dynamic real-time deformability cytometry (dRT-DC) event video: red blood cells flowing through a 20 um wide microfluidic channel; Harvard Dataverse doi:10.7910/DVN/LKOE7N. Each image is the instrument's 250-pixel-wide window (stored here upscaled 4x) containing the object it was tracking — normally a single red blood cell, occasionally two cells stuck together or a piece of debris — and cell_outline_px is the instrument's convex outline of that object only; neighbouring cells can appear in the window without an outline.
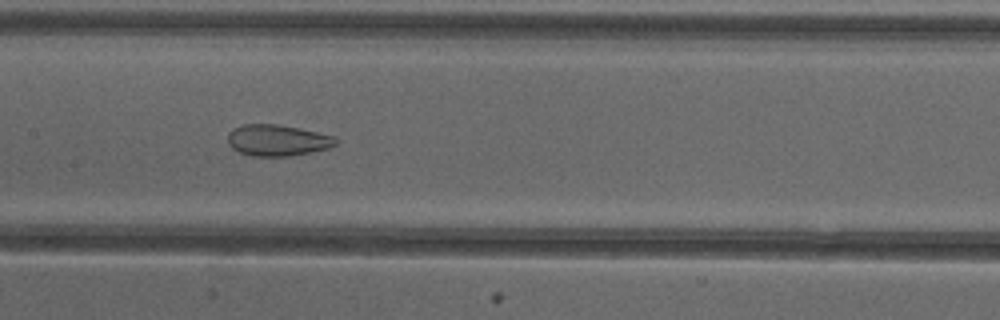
{"species": "common noctule bat (a hibernating species)", "species_latin": "Nyctalus noctula", "temperature_condition": "cold", "stored_images_in_passage": 46, "camera_frame_rate_fps": 3000, "um_per_image_px": 0.085, "animal": {"sex": "female"}, "frame": {"image": 1, "passage_image": 19, "time_ms": 6.0, "image_size_px": [1000, 320], "cell_outline_px": [[340, 140], [336, 144], [328, 148], [288, 156], [252, 156], [240, 152], [232, 148], [228, 144], [228, 132], [232, 128], [244, 124], [276, 124], [336, 136]], "centroid_in_image_um": [23.56, 11.92], "position_along_channel_um": 183.8, "area_um2": 19.59}}
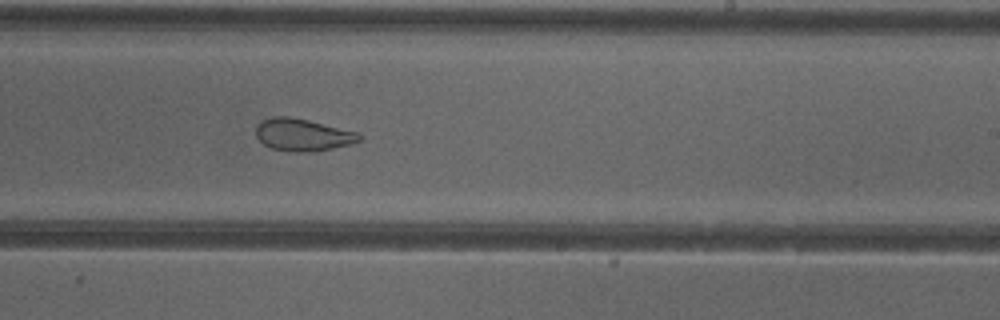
{"frame": {"image": 2, "passage_image": 25, "time_ms": 8.0, "image_size_px": [1000, 320], "cell_outline_px": [[364, 140], [352, 144], [332, 148], [308, 152], [296, 152], [272, 148], [264, 144], [256, 136], [256, 124], [272, 116], [288, 116], [308, 120], [356, 132], [364, 136]], "centroid_in_image_um": [25.76, 11.46], "position_along_channel_um": 263.2, "area_um2": 19.36}}
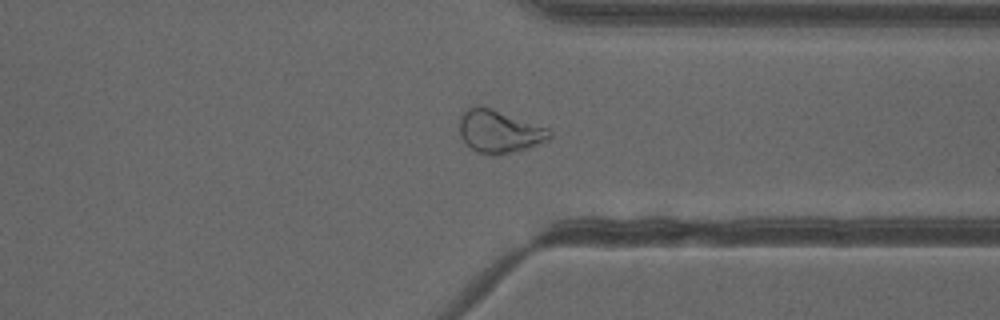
{"frame": {"image": 3, "passage_image": 33, "time_ms": 10.667, "image_size_px": [1000, 320], "cell_outline_px": [[552, 136], [548, 140], [528, 148], [512, 152], [476, 152], [460, 136], [460, 112], [476, 104], [480, 104], [492, 108], [548, 128], [552, 132]], "centroid_in_image_um": [42.43, 11.11], "position_along_channel_um": 369.0, "area_um2": 22.14}, "authors_computed_cell_mechanics": {"area_um2": 24.5361, "velocity_mm_per_s": 3.9916, "shape_relaxation_time_tau1_ms": null, "shape_relaxation_time_tau2_ms": 1.7599, "deformation_change_tau1": null, "deformation_change_tau2": 0.0923}}